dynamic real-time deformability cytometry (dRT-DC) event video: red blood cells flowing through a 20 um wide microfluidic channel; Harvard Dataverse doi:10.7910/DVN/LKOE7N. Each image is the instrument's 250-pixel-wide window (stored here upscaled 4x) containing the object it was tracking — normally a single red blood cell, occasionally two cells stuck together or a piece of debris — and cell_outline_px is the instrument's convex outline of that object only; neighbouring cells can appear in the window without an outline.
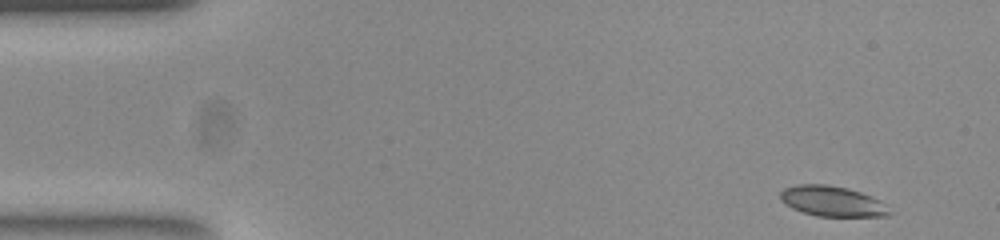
{"species": "common noctule bat (a hibernating species)", "species_latin": "Nyctalus noctula", "temperature_condition": "room temperature", "stored_images_in_passage": 50, "camera_frame_rate_fps": 3000, "um_per_image_px": 0.085, "animal": {"sex": "female", "body_mass_g": 23.0, "forearm_length_mm": 53.4}, "frame": {"image": 1, "passage_image": 1, "time_ms": 0.0, "image_size_px": [1000, 240], "cell_outline_px": [[892, 212], [888, 216], [816, 216], [792, 208], [784, 204], [780, 200], [780, 192], [784, 188], [796, 184], [828, 184], [848, 188], [872, 196]], "centroid_in_image_um": [70.68, 17.09], "position_along_channel_um": 14.3, "area_um2": 19.25}}
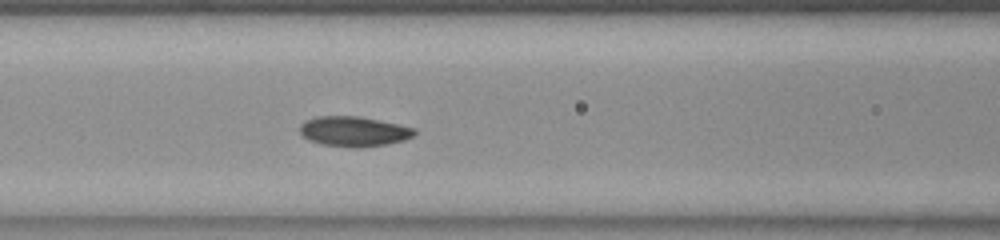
{"frame": {"image": 2, "passage_image": 19, "time_ms": 6.0, "image_size_px": [1000, 240], "cell_outline_px": [[416, 132], [412, 136], [404, 140], [388, 144], [360, 148], [356, 148], [324, 144], [308, 140], [300, 132], [300, 124], [304, 120], [316, 116], [360, 116], [416, 128]], "centroid_in_image_um": [30.07, 11.16], "position_along_channel_um": 136.5, "area_um2": 20.11}}
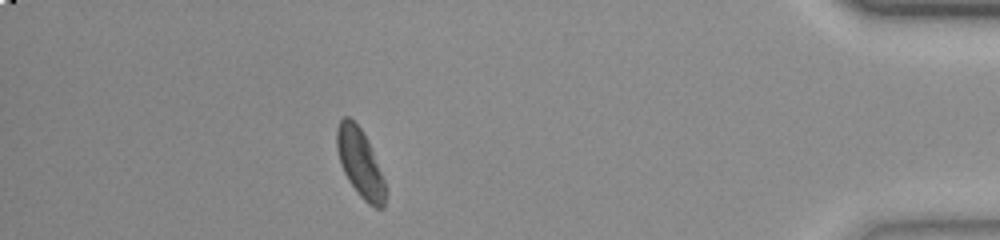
{"frame": {"image": 3, "passage_image": 44, "time_ms": 14.333, "image_size_px": [1000, 240], "cell_outline_px": [[384, 208], [376, 208], [368, 204], [360, 196], [348, 180], [340, 164], [336, 148], [336, 128], [340, 120], [344, 116], [348, 116], [360, 128], [372, 152], [384, 180]], "centroid_in_image_um": [30.55, 13.85], "position_along_channel_um": 404.6, "area_um2": 18.79}, "authors_computed_cell_mechanics": {"area_um2": 19.8254, "velocity_mm_per_s": 3.8342, "shape_relaxation_time_tau1_ms": 3.6125, "shape_relaxation_time_tau2_ms": null, "deformation_change_tau1": 0.1049, "deformation_change_tau2": null}}